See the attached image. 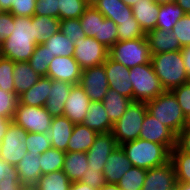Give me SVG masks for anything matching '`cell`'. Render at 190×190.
<instances>
[{"label": "cell", "mask_w": 190, "mask_h": 190, "mask_svg": "<svg viewBox=\"0 0 190 190\" xmlns=\"http://www.w3.org/2000/svg\"><path fill=\"white\" fill-rule=\"evenodd\" d=\"M151 64L165 90L171 91L189 82L181 51L152 54Z\"/></svg>", "instance_id": "6da1fadb"}, {"label": "cell", "mask_w": 190, "mask_h": 190, "mask_svg": "<svg viewBox=\"0 0 190 190\" xmlns=\"http://www.w3.org/2000/svg\"><path fill=\"white\" fill-rule=\"evenodd\" d=\"M132 166L149 170L170 161V151L161 144L136 139L120 145Z\"/></svg>", "instance_id": "7a4b0ae2"}, {"label": "cell", "mask_w": 190, "mask_h": 190, "mask_svg": "<svg viewBox=\"0 0 190 190\" xmlns=\"http://www.w3.org/2000/svg\"><path fill=\"white\" fill-rule=\"evenodd\" d=\"M146 106L148 113L166 125L177 136L186 126L187 118L172 91L165 90L155 99L146 102Z\"/></svg>", "instance_id": "3957f363"}, {"label": "cell", "mask_w": 190, "mask_h": 190, "mask_svg": "<svg viewBox=\"0 0 190 190\" xmlns=\"http://www.w3.org/2000/svg\"><path fill=\"white\" fill-rule=\"evenodd\" d=\"M146 102L132 101L125 113L113 126V136L118 146L139 139L144 117L147 113Z\"/></svg>", "instance_id": "277c9868"}, {"label": "cell", "mask_w": 190, "mask_h": 190, "mask_svg": "<svg viewBox=\"0 0 190 190\" xmlns=\"http://www.w3.org/2000/svg\"><path fill=\"white\" fill-rule=\"evenodd\" d=\"M129 76L133 87V101L148 102L165 91L151 63L131 68Z\"/></svg>", "instance_id": "5b68a950"}, {"label": "cell", "mask_w": 190, "mask_h": 190, "mask_svg": "<svg viewBox=\"0 0 190 190\" xmlns=\"http://www.w3.org/2000/svg\"><path fill=\"white\" fill-rule=\"evenodd\" d=\"M108 56L127 68L151 63V53L146 37L117 41Z\"/></svg>", "instance_id": "8992f818"}, {"label": "cell", "mask_w": 190, "mask_h": 190, "mask_svg": "<svg viewBox=\"0 0 190 190\" xmlns=\"http://www.w3.org/2000/svg\"><path fill=\"white\" fill-rule=\"evenodd\" d=\"M52 119L44 106H27L18 102L12 121L27 132L48 133Z\"/></svg>", "instance_id": "52a82bcc"}, {"label": "cell", "mask_w": 190, "mask_h": 190, "mask_svg": "<svg viewBox=\"0 0 190 190\" xmlns=\"http://www.w3.org/2000/svg\"><path fill=\"white\" fill-rule=\"evenodd\" d=\"M74 59L81 69L103 64L108 58L109 49L94 37L86 36L74 42Z\"/></svg>", "instance_id": "ba28073f"}, {"label": "cell", "mask_w": 190, "mask_h": 190, "mask_svg": "<svg viewBox=\"0 0 190 190\" xmlns=\"http://www.w3.org/2000/svg\"><path fill=\"white\" fill-rule=\"evenodd\" d=\"M27 131L11 123L0 142V157L8 164L16 166L26 153L25 139Z\"/></svg>", "instance_id": "9c48e42d"}, {"label": "cell", "mask_w": 190, "mask_h": 190, "mask_svg": "<svg viewBox=\"0 0 190 190\" xmlns=\"http://www.w3.org/2000/svg\"><path fill=\"white\" fill-rule=\"evenodd\" d=\"M79 85L91 102H100L108 92L109 82L103 64L82 70Z\"/></svg>", "instance_id": "30bf717a"}, {"label": "cell", "mask_w": 190, "mask_h": 190, "mask_svg": "<svg viewBox=\"0 0 190 190\" xmlns=\"http://www.w3.org/2000/svg\"><path fill=\"white\" fill-rule=\"evenodd\" d=\"M139 138L164 145L169 151L177 145V135L148 112L144 117Z\"/></svg>", "instance_id": "8fae6325"}, {"label": "cell", "mask_w": 190, "mask_h": 190, "mask_svg": "<svg viewBox=\"0 0 190 190\" xmlns=\"http://www.w3.org/2000/svg\"><path fill=\"white\" fill-rule=\"evenodd\" d=\"M109 82V88L133 101V87L130 79V68L112 60L109 56L103 63Z\"/></svg>", "instance_id": "7c38bea8"}, {"label": "cell", "mask_w": 190, "mask_h": 190, "mask_svg": "<svg viewBox=\"0 0 190 190\" xmlns=\"http://www.w3.org/2000/svg\"><path fill=\"white\" fill-rule=\"evenodd\" d=\"M117 146L112 132L99 133L87 151V169L103 171L107 158Z\"/></svg>", "instance_id": "4fadbf2b"}, {"label": "cell", "mask_w": 190, "mask_h": 190, "mask_svg": "<svg viewBox=\"0 0 190 190\" xmlns=\"http://www.w3.org/2000/svg\"><path fill=\"white\" fill-rule=\"evenodd\" d=\"M82 69L73 56H56L49 63L47 77L52 80L79 84Z\"/></svg>", "instance_id": "5bb4252c"}, {"label": "cell", "mask_w": 190, "mask_h": 190, "mask_svg": "<svg viewBox=\"0 0 190 190\" xmlns=\"http://www.w3.org/2000/svg\"><path fill=\"white\" fill-rule=\"evenodd\" d=\"M175 168L171 161L164 165L147 170L141 190H175Z\"/></svg>", "instance_id": "9a60e30c"}, {"label": "cell", "mask_w": 190, "mask_h": 190, "mask_svg": "<svg viewBox=\"0 0 190 190\" xmlns=\"http://www.w3.org/2000/svg\"><path fill=\"white\" fill-rule=\"evenodd\" d=\"M37 43L30 38L8 37L0 43V56L14 62H28Z\"/></svg>", "instance_id": "2e32d148"}, {"label": "cell", "mask_w": 190, "mask_h": 190, "mask_svg": "<svg viewBox=\"0 0 190 190\" xmlns=\"http://www.w3.org/2000/svg\"><path fill=\"white\" fill-rule=\"evenodd\" d=\"M90 102L84 89L79 84L73 85L64 105L63 116L69 118L74 124L82 123L88 112Z\"/></svg>", "instance_id": "e0dca14e"}, {"label": "cell", "mask_w": 190, "mask_h": 190, "mask_svg": "<svg viewBox=\"0 0 190 190\" xmlns=\"http://www.w3.org/2000/svg\"><path fill=\"white\" fill-rule=\"evenodd\" d=\"M131 162L121 146H117L107 158L103 175L108 184H117L122 176L130 169Z\"/></svg>", "instance_id": "ac0fdd59"}, {"label": "cell", "mask_w": 190, "mask_h": 190, "mask_svg": "<svg viewBox=\"0 0 190 190\" xmlns=\"http://www.w3.org/2000/svg\"><path fill=\"white\" fill-rule=\"evenodd\" d=\"M145 36L151 55L163 52L180 51L183 48L178 38L175 36L174 31L155 28L154 30L147 32Z\"/></svg>", "instance_id": "d6986e66"}, {"label": "cell", "mask_w": 190, "mask_h": 190, "mask_svg": "<svg viewBox=\"0 0 190 190\" xmlns=\"http://www.w3.org/2000/svg\"><path fill=\"white\" fill-rule=\"evenodd\" d=\"M74 125L75 124L65 116L53 117L50 130L48 131L51 147L66 153Z\"/></svg>", "instance_id": "ffe728a7"}, {"label": "cell", "mask_w": 190, "mask_h": 190, "mask_svg": "<svg viewBox=\"0 0 190 190\" xmlns=\"http://www.w3.org/2000/svg\"><path fill=\"white\" fill-rule=\"evenodd\" d=\"M131 8L134 18L145 34L156 28L160 5L154 0H138Z\"/></svg>", "instance_id": "44dd1931"}, {"label": "cell", "mask_w": 190, "mask_h": 190, "mask_svg": "<svg viewBox=\"0 0 190 190\" xmlns=\"http://www.w3.org/2000/svg\"><path fill=\"white\" fill-rule=\"evenodd\" d=\"M72 86L73 84L69 82L52 80L49 96L44 105L52 117L63 116L64 105L69 97Z\"/></svg>", "instance_id": "7402d4cb"}, {"label": "cell", "mask_w": 190, "mask_h": 190, "mask_svg": "<svg viewBox=\"0 0 190 190\" xmlns=\"http://www.w3.org/2000/svg\"><path fill=\"white\" fill-rule=\"evenodd\" d=\"M16 171L18 172L20 182L25 187H34L42 175L40 154H33L26 151L24 157L16 165Z\"/></svg>", "instance_id": "603a6c76"}, {"label": "cell", "mask_w": 190, "mask_h": 190, "mask_svg": "<svg viewBox=\"0 0 190 190\" xmlns=\"http://www.w3.org/2000/svg\"><path fill=\"white\" fill-rule=\"evenodd\" d=\"M105 107L100 102H90L87 114L84 116L83 125L99 133L112 132L114 124L106 114Z\"/></svg>", "instance_id": "cb8c5ba5"}, {"label": "cell", "mask_w": 190, "mask_h": 190, "mask_svg": "<svg viewBox=\"0 0 190 190\" xmlns=\"http://www.w3.org/2000/svg\"><path fill=\"white\" fill-rule=\"evenodd\" d=\"M52 79L47 76H42L32 87L18 97L19 103L27 106L42 107L45 105Z\"/></svg>", "instance_id": "d4e9b609"}, {"label": "cell", "mask_w": 190, "mask_h": 190, "mask_svg": "<svg viewBox=\"0 0 190 190\" xmlns=\"http://www.w3.org/2000/svg\"><path fill=\"white\" fill-rule=\"evenodd\" d=\"M41 76L36 73L28 62H14L13 82L15 94L19 97L32 87Z\"/></svg>", "instance_id": "484cf974"}, {"label": "cell", "mask_w": 190, "mask_h": 190, "mask_svg": "<svg viewBox=\"0 0 190 190\" xmlns=\"http://www.w3.org/2000/svg\"><path fill=\"white\" fill-rule=\"evenodd\" d=\"M97 135L95 130L89 129L82 123L75 124L68 142L67 152H87Z\"/></svg>", "instance_id": "4316f807"}, {"label": "cell", "mask_w": 190, "mask_h": 190, "mask_svg": "<svg viewBox=\"0 0 190 190\" xmlns=\"http://www.w3.org/2000/svg\"><path fill=\"white\" fill-rule=\"evenodd\" d=\"M87 152H66L63 171L71 182L81 181L87 171Z\"/></svg>", "instance_id": "83f0119b"}, {"label": "cell", "mask_w": 190, "mask_h": 190, "mask_svg": "<svg viewBox=\"0 0 190 190\" xmlns=\"http://www.w3.org/2000/svg\"><path fill=\"white\" fill-rule=\"evenodd\" d=\"M105 18L113 20L117 25L120 21L130 20L133 17L132 8L122 0H101L94 6Z\"/></svg>", "instance_id": "f1b7e54d"}, {"label": "cell", "mask_w": 190, "mask_h": 190, "mask_svg": "<svg viewBox=\"0 0 190 190\" xmlns=\"http://www.w3.org/2000/svg\"><path fill=\"white\" fill-rule=\"evenodd\" d=\"M131 102L132 101L129 98L122 96L117 91L110 88L102 100L107 112L106 114L113 124L121 118Z\"/></svg>", "instance_id": "f546056e"}, {"label": "cell", "mask_w": 190, "mask_h": 190, "mask_svg": "<svg viewBox=\"0 0 190 190\" xmlns=\"http://www.w3.org/2000/svg\"><path fill=\"white\" fill-rule=\"evenodd\" d=\"M170 161L175 168L177 182L190 183V154L176 145L170 151Z\"/></svg>", "instance_id": "4dcf8cb0"}, {"label": "cell", "mask_w": 190, "mask_h": 190, "mask_svg": "<svg viewBox=\"0 0 190 190\" xmlns=\"http://www.w3.org/2000/svg\"><path fill=\"white\" fill-rule=\"evenodd\" d=\"M186 13L175 2L160 5L156 28L166 29L171 31L173 26L183 17Z\"/></svg>", "instance_id": "1f68e13d"}, {"label": "cell", "mask_w": 190, "mask_h": 190, "mask_svg": "<svg viewBox=\"0 0 190 190\" xmlns=\"http://www.w3.org/2000/svg\"><path fill=\"white\" fill-rule=\"evenodd\" d=\"M43 44L47 46L51 55L56 56H73L74 55V43L64 35L60 30L49 39L44 40Z\"/></svg>", "instance_id": "d6a6232c"}, {"label": "cell", "mask_w": 190, "mask_h": 190, "mask_svg": "<svg viewBox=\"0 0 190 190\" xmlns=\"http://www.w3.org/2000/svg\"><path fill=\"white\" fill-rule=\"evenodd\" d=\"M71 183L64 171L58 170L41 175L34 187L36 190H69Z\"/></svg>", "instance_id": "836d02e7"}, {"label": "cell", "mask_w": 190, "mask_h": 190, "mask_svg": "<svg viewBox=\"0 0 190 190\" xmlns=\"http://www.w3.org/2000/svg\"><path fill=\"white\" fill-rule=\"evenodd\" d=\"M32 18L35 20L36 30V43L41 44L44 40L49 39L50 36L54 35L60 30V20L55 17L48 16H36Z\"/></svg>", "instance_id": "e575fe53"}, {"label": "cell", "mask_w": 190, "mask_h": 190, "mask_svg": "<svg viewBox=\"0 0 190 190\" xmlns=\"http://www.w3.org/2000/svg\"><path fill=\"white\" fill-rule=\"evenodd\" d=\"M65 160V152L50 148L40 155V168L42 175L62 170Z\"/></svg>", "instance_id": "d590c367"}, {"label": "cell", "mask_w": 190, "mask_h": 190, "mask_svg": "<svg viewBox=\"0 0 190 190\" xmlns=\"http://www.w3.org/2000/svg\"><path fill=\"white\" fill-rule=\"evenodd\" d=\"M54 57V55L49 53L47 46L41 43L36 45L35 51L28 60V63L41 77L47 76L49 63Z\"/></svg>", "instance_id": "8d00e7d4"}, {"label": "cell", "mask_w": 190, "mask_h": 190, "mask_svg": "<svg viewBox=\"0 0 190 190\" xmlns=\"http://www.w3.org/2000/svg\"><path fill=\"white\" fill-rule=\"evenodd\" d=\"M37 0H0V8L5 12H10L14 16L34 15Z\"/></svg>", "instance_id": "74e56055"}, {"label": "cell", "mask_w": 190, "mask_h": 190, "mask_svg": "<svg viewBox=\"0 0 190 190\" xmlns=\"http://www.w3.org/2000/svg\"><path fill=\"white\" fill-rule=\"evenodd\" d=\"M146 173V169L131 166L119 180L117 185L121 190H141L146 178Z\"/></svg>", "instance_id": "f35d334b"}, {"label": "cell", "mask_w": 190, "mask_h": 190, "mask_svg": "<svg viewBox=\"0 0 190 190\" xmlns=\"http://www.w3.org/2000/svg\"><path fill=\"white\" fill-rule=\"evenodd\" d=\"M104 15L94 6H88L79 18L82 29L86 36L98 35L99 20H104Z\"/></svg>", "instance_id": "ab89813d"}, {"label": "cell", "mask_w": 190, "mask_h": 190, "mask_svg": "<svg viewBox=\"0 0 190 190\" xmlns=\"http://www.w3.org/2000/svg\"><path fill=\"white\" fill-rule=\"evenodd\" d=\"M94 38L110 49L118 41L117 24L108 18L99 20L98 35Z\"/></svg>", "instance_id": "60d3db41"}, {"label": "cell", "mask_w": 190, "mask_h": 190, "mask_svg": "<svg viewBox=\"0 0 190 190\" xmlns=\"http://www.w3.org/2000/svg\"><path fill=\"white\" fill-rule=\"evenodd\" d=\"M87 7L86 0H59V20L80 18Z\"/></svg>", "instance_id": "b9f144b4"}, {"label": "cell", "mask_w": 190, "mask_h": 190, "mask_svg": "<svg viewBox=\"0 0 190 190\" xmlns=\"http://www.w3.org/2000/svg\"><path fill=\"white\" fill-rule=\"evenodd\" d=\"M11 37L30 38L36 42L35 20L27 16H14Z\"/></svg>", "instance_id": "7bdbcfd3"}, {"label": "cell", "mask_w": 190, "mask_h": 190, "mask_svg": "<svg viewBox=\"0 0 190 190\" xmlns=\"http://www.w3.org/2000/svg\"><path fill=\"white\" fill-rule=\"evenodd\" d=\"M25 144L26 151L33 154H42L51 148V142L48 133H32L28 132Z\"/></svg>", "instance_id": "ee69618b"}, {"label": "cell", "mask_w": 190, "mask_h": 190, "mask_svg": "<svg viewBox=\"0 0 190 190\" xmlns=\"http://www.w3.org/2000/svg\"><path fill=\"white\" fill-rule=\"evenodd\" d=\"M117 31L118 41L146 37L134 16L130 20L120 21V24L117 25Z\"/></svg>", "instance_id": "f6af8a7d"}, {"label": "cell", "mask_w": 190, "mask_h": 190, "mask_svg": "<svg viewBox=\"0 0 190 190\" xmlns=\"http://www.w3.org/2000/svg\"><path fill=\"white\" fill-rule=\"evenodd\" d=\"M14 61L0 56V89L15 93L13 82Z\"/></svg>", "instance_id": "bcb514c9"}, {"label": "cell", "mask_w": 190, "mask_h": 190, "mask_svg": "<svg viewBox=\"0 0 190 190\" xmlns=\"http://www.w3.org/2000/svg\"><path fill=\"white\" fill-rule=\"evenodd\" d=\"M60 31L66 35L73 43L81 38H85L86 34L81 27L79 18L60 20Z\"/></svg>", "instance_id": "7dc6e473"}, {"label": "cell", "mask_w": 190, "mask_h": 190, "mask_svg": "<svg viewBox=\"0 0 190 190\" xmlns=\"http://www.w3.org/2000/svg\"><path fill=\"white\" fill-rule=\"evenodd\" d=\"M18 96L0 89V116L12 119L18 104Z\"/></svg>", "instance_id": "c3c4849f"}, {"label": "cell", "mask_w": 190, "mask_h": 190, "mask_svg": "<svg viewBox=\"0 0 190 190\" xmlns=\"http://www.w3.org/2000/svg\"><path fill=\"white\" fill-rule=\"evenodd\" d=\"M182 47L190 45V14H185L177 21L172 30Z\"/></svg>", "instance_id": "681fc988"}, {"label": "cell", "mask_w": 190, "mask_h": 190, "mask_svg": "<svg viewBox=\"0 0 190 190\" xmlns=\"http://www.w3.org/2000/svg\"><path fill=\"white\" fill-rule=\"evenodd\" d=\"M186 118L190 115V81L171 90Z\"/></svg>", "instance_id": "f907efd6"}, {"label": "cell", "mask_w": 190, "mask_h": 190, "mask_svg": "<svg viewBox=\"0 0 190 190\" xmlns=\"http://www.w3.org/2000/svg\"><path fill=\"white\" fill-rule=\"evenodd\" d=\"M34 15L59 18V0H37Z\"/></svg>", "instance_id": "816d5d0a"}, {"label": "cell", "mask_w": 190, "mask_h": 190, "mask_svg": "<svg viewBox=\"0 0 190 190\" xmlns=\"http://www.w3.org/2000/svg\"><path fill=\"white\" fill-rule=\"evenodd\" d=\"M14 27V15L3 11L0 14V43L10 37Z\"/></svg>", "instance_id": "f5cc1de1"}, {"label": "cell", "mask_w": 190, "mask_h": 190, "mask_svg": "<svg viewBox=\"0 0 190 190\" xmlns=\"http://www.w3.org/2000/svg\"><path fill=\"white\" fill-rule=\"evenodd\" d=\"M81 182L98 190L106 183L103 171H98L93 169H87V171L84 173Z\"/></svg>", "instance_id": "db71d44e"}, {"label": "cell", "mask_w": 190, "mask_h": 190, "mask_svg": "<svg viewBox=\"0 0 190 190\" xmlns=\"http://www.w3.org/2000/svg\"><path fill=\"white\" fill-rule=\"evenodd\" d=\"M4 178L20 180L16 166L8 164L0 157V181Z\"/></svg>", "instance_id": "11a10c76"}, {"label": "cell", "mask_w": 190, "mask_h": 190, "mask_svg": "<svg viewBox=\"0 0 190 190\" xmlns=\"http://www.w3.org/2000/svg\"><path fill=\"white\" fill-rule=\"evenodd\" d=\"M177 145L190 154V126L186 125L177 136Z\"/></svg>", "instance_id": "9f6ffc18"}, {"label": "cell", "mask_w": 190, "mask_h": 190, "mask_svg": "<svg viewBox=\"0 0 190 190\" xmlns=\"http://www.w3.org/2000/svg\"><path fill=\"white\" fill-rule=\"evenodd\" d=\"M24 188L20 180L4 178L0 181V190H23Z\"/></svg>", "instance_id": "6f0895ef"}, {"label": "cell", "mask_w": 190, "mask_h": 190, "mask_svg": "<svg viewBox=\"0 0 190 190\" xmlns=\"http://www.w3.org/2000/svg\"><path fill=\"white\" fill-rule=\"evenodd\" d=\"M180 51L183 56V63L185 65L186 72L190 77V45L184 46Z\"/></svg>", "instance_id": "680465c9"}, {"label": "cell", "mask_w": 190, "mask_h": 190, "mask_svg": "<svg viewBox=\"0 0 190 190\" xmlns=\"http://www.w3.org/2000/svg\"><path fill=\"white\" fill-rule=\"evenodd\" d=\"M12 122V119L0 116V142L4 138V135L6 134L7 129Z\"/></svg>", "instance_id": "91938a15"}, {"label": "cell", "mask_w": 190, "mask_h": 190, "mask_svg": "<svg viewBox=\"0 0 190 190\" xmlns=\"http://www.w3.org/2000/svg\"><path fill=\"white\" fill-rule=\"evenodd\" d=\"M69 190H98V189H94L89 185L84 184L81 181H78V182H72Z\"/></svg>", "instance_id": "94428289"}, {"label": "cell", "mask_w": 190, "mask_h": 190, "mask_svg": "<svg viewBox=\"0 0 190 190\" xmlns=\"http://www.w3.org/2000/svg\"><path fill=\"white\" fill-rule=\"evenodd\" d=\"M175 3L180 6L186 14H190V0H175Z\"/></svg>", "instance_id": "6125c7cd"}, {"label": "cell", "mask_w": 190, "mask_h": 190, "mask_svg": "<svg viewBox=\"0 0 190 190\" xmlns=\"http://www.w3.org/2000/svg\"><path fill=\"white\" fill-rule=\"evenodd\" d=\"M99 190H121L117 184L105 183Z\"/></svg>", "instance_id": "be15d7a7"}, {"label": "cell", "mask_w": 190, "mask_h": 190, "mask_svg": "<svg viewBox=\"0 0 190 190\" xmlns=\"http://www.w3.org/2000/svg\"><path fill=\"white\" fill-rule=\"evenodd\" d=\"M175 190H190V183L177 182Z\"/></svg>", "instance_id": "e7e4bbea"}, {"label": "cell", "mask_w": 190, "mask_h": 190, "mask_svg": "<svg viewBox=\"0 0 190 190\" xmlns=\"http://www.w3.org/2000/svg\"><path fill=\"white\" fill-rule=\"evenodd\" d=\"M158 5H163L167 3H173L175 0H154Z\"/></svg>", "instance_id": "03108f58"}, {"label": "cell", "mask_w": 190, "mask_h": 190, "mask_svg": "<svg viewBox=\"0 0 190 190\" xmlns=\"http://www.w3.org/2000/svg\"><path fill=\"white\" fill-rule=\"evenodd\" d=\"M127 6L132 7L138 0H122Z\"/></svg>", "instance_id": "003e7915"}, {"label": "cell", "mask_w": 190, "mask_h": 190, "mask_svg": "<svg viewBox=\"0 0 190 190\" xmlns=\"http://www.w3.org/2000/svg\"><path fill=\"white\" fill-rule=\"evenodd\" d=\"M101 0H86L87 6H95Z\"/></svg>", "instance_id": "a7ac6f4b"}, {"label": "cell", "mask_w": 190, "mask_h": 190, "mask_svg": "<svg viewBox=\"0 0 190 190\" xmlns=\"http://www.w3.org/2000/svg\"><path fill=\"white\" fill-rule=\"evenodd\" d=\"M23 190H36L35 187H25Z\"/></svg>", "instance_id": "89a4df30"}, {"label": "cell", "mask_w": 190, "mask_h": 190, "mask_svg": "<svg viewBox=\"0 0 190 190\" xmlns=\"http://www.w3.org/2000/svg\"><path fill=\"white\" fill-rule=\"evenodd\" d=\"M186 125L190 126V115L187 117V123H186Z\"/></svg>", "instance_id": "2644e50d"}]
</instances>
